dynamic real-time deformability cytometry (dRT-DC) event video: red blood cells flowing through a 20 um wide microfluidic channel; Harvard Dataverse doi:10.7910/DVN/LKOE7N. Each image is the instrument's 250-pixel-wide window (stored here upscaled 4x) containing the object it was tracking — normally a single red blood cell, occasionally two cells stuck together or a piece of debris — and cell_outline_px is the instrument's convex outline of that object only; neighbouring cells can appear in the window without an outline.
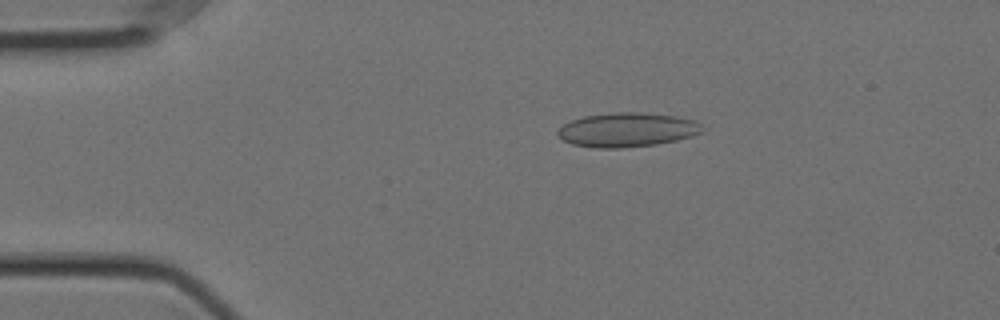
{"species": "Egyptian fruit bat (a non-hibernating species)", "species_latin": "Rousettus aegyptiacus", "temperature_condition": "cold", "stored_images_in_passage": 56, "camera_frame_rate_fps": 3000, "um_per_image_px": 0.085, "animal": {"sex": "female"}, "frame": {"image": 1, "passage_image": 10, "time_ms": 3.0, "image_size_px": [1000, 320], "cell_outline_px": [[704, 132], [692, 136], [676, 140], [656, 144], [620, 148], [596, 148], [572, 144], [564, 140], [556, 132], [564, 124], [572, 120], [584, 116], [616, 112], [640, 112], [676, 116], [696, 120], [700, 124]], "centroid_in_image_um": [53.33, 11.03], "position_along_channel_um": 31.7, "area_um2": 28.73}}
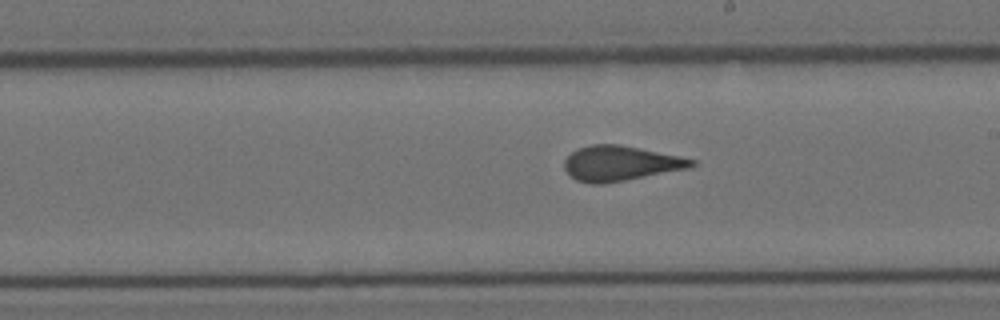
{"frame": {"image": 2, "passage_image": 31, "time_ms": 10.0, "image_size_px": [1000, 320], "cell_outline_px": [[696, 164], [688, 168], [604, 184], [592, 184], [576, 180], [564, 168], [564, 160], [572, 152], [580, 148], [592, 144], [620, 144], [680, 156], [696, 160]], "centroid_in_image_um": [52.73, 13.88], "position_along_channel_um": 236.3, "area_um2": 25.72}}
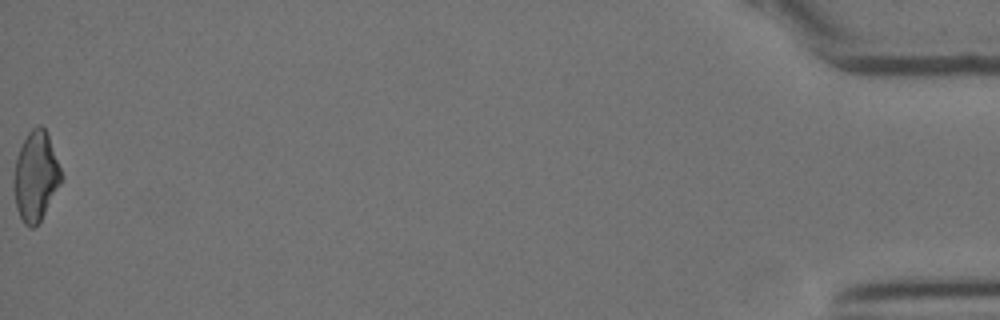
{"frame": {"image": 3, "passage_image": 56, "time_ms": 18.333, "image_size_px": [1000, 320], "cell_outline_px": [[60, 184], [40, 220], [32, 228], [28, 228], [24, 224], [16, 208], [12, 184], [16, 160], [20, 148], [28, 132], [32, 128], [40, 124], [44, 128], [48, 136], [60, 168]], "centroid_in_image_um": [3.0, 15.0], "position_along_channel_um": 432.2, "area_um2": 24.22}, "authors_computed_cell_mechanics": {"area_um2": 25.9522, "velocity_mm_per_s": 3.5636, "shape_relaxation_time_tau1_ms": null, "shape_relaxation_time_tau2_ms": 1.2999, "deformation_change_tau1": null, "deformation_change_tau2": 0.0672}}